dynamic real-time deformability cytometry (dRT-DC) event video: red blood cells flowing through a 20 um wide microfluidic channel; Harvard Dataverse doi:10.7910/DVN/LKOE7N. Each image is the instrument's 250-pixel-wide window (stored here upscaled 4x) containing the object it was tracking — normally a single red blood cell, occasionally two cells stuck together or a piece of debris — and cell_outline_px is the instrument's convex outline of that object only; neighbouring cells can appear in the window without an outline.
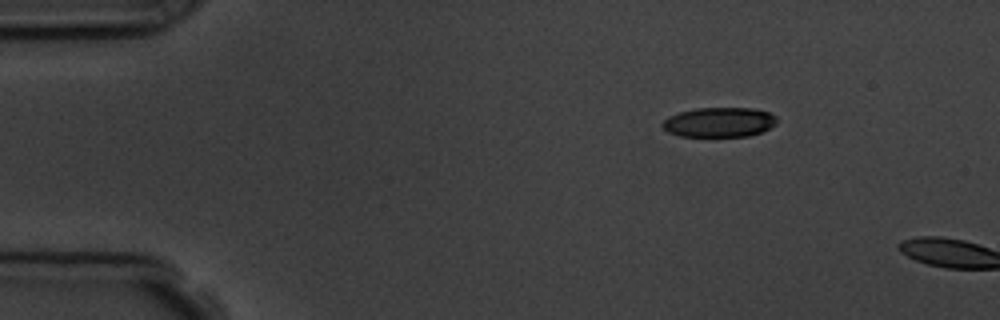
{"species": "common noctule bat (a hibernating species)", "species_latin": "Nyctalus noctula", "temperature_condition": "room temperature", "stored_images_in_passage": 2, "camera_frame_rate_fps": 3000, "um_per_image_px": 0.085, "animal": {"sex": "male", "body_mass_g": 19.5, "forearm_length_mm": 54.6}, "frame": {"image": 1, "passage_image": 1, "time_ms": 0.0, "image_size_px": [1000, 320], "cell_outline_px": [[776, 124], [760, 132], [748, 136], [680, 136], [668, 132], [660, 124], [668, 116], [680, 112], [696, 108], [752, 108], [768, 112], [776, 116]], "centroid_in_image_um": [61.11, 10.38], "position_along_channel_um": 23.9, "area_um2": 19.71}}